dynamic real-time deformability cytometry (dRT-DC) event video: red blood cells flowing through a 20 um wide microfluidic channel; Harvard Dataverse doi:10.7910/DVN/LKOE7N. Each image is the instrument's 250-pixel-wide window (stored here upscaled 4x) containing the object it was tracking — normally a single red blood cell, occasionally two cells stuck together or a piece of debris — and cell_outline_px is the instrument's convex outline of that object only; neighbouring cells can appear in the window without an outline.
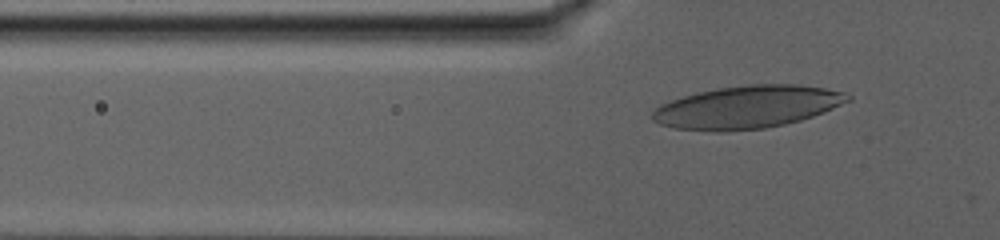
{"species": "human", "species_latin": "Homo sapiens", "temperature_condition": "warm", "stored_images_in_passage": 44, "camera_frame_rate_fps": 3000, "um_per_image_px": 0.085, "donor": {"sex": "male"}, "frame": {"image": 1, "passage_image": 2, "time_ms": 0.333, "image_size_px": [1000, 240], "cell_outline_px": [[852, 100], [824, 112], [800, 120], [784, 124], [764, 128], [724, 132], [716, 132], [672, 128], [660, 124], [652, 120], [652, 112], [660, 104], [684, 96], [716, 88], [748, 84], [796, 84], [824, 88], [844, 92], [852, 96]], "centroid_in_image_um": [63.51, 9.1], "position_along_channel_um": 62.3, "area_um2": 48.67}}
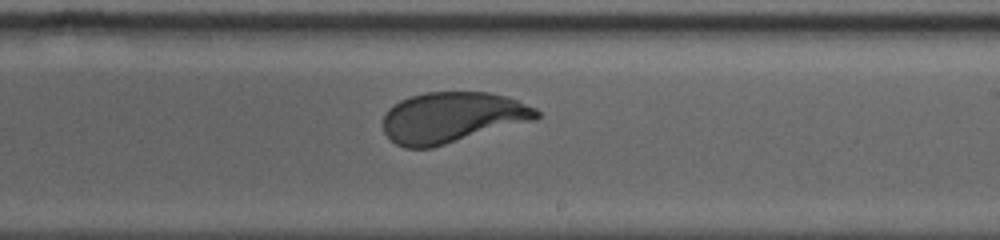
{"frame": {"image": 2, "passage_image": 23, "time_ms": 7.333, "image_size_px": [1000, 240], "cell_outline_px": [[540, 116], [536, 120], [432, 148], [404, 148], [396, 144], [384, 132], [384, 116], [388, 108], [400, 100], [424, 92], [488, 92], [504, 96], [516, 100], [536, 108], [540, 112]], "centroid_in_image_um": [38.44, 9.99], "position_along_channel_um": 250.6, "area_um2": 45.43}}
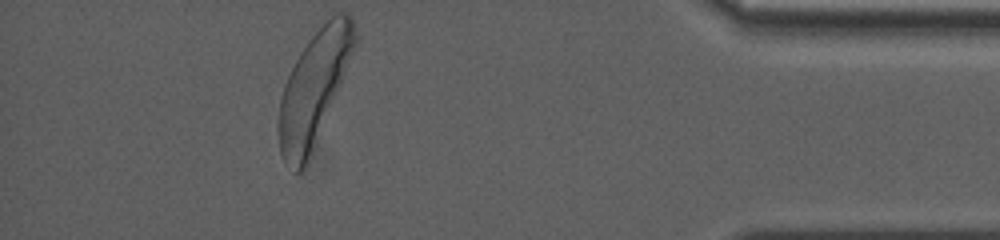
{"frame": {"image": 3, "passage_image": 44, "time_ms": 14.333, "image_size_px": [1000, 240], "cell_outline_px": [[360, 36], [312, 156], [300, 172], [296, 172], [284, 160], [280, 152], [280, 96], [284, 84], [300, 52], [308, 40], [336, 12], [348, 12], [352, 16]], "centroid_in_image_um": [26.75, 7.46], "position_along_channel_um": 408.5, "area_um2": 50.05}, "authors_computed_cell_mechanics": {"area_um2": 45.9799, "velocity_mm_per_s": 2.8191, "shape_relaxation_time_tau1_ms": 3.7163, "shape_relaxation_time_tau2_ms": null, "deformation_change_tau1": 0.1702, "deformation_change_tau2": null}}